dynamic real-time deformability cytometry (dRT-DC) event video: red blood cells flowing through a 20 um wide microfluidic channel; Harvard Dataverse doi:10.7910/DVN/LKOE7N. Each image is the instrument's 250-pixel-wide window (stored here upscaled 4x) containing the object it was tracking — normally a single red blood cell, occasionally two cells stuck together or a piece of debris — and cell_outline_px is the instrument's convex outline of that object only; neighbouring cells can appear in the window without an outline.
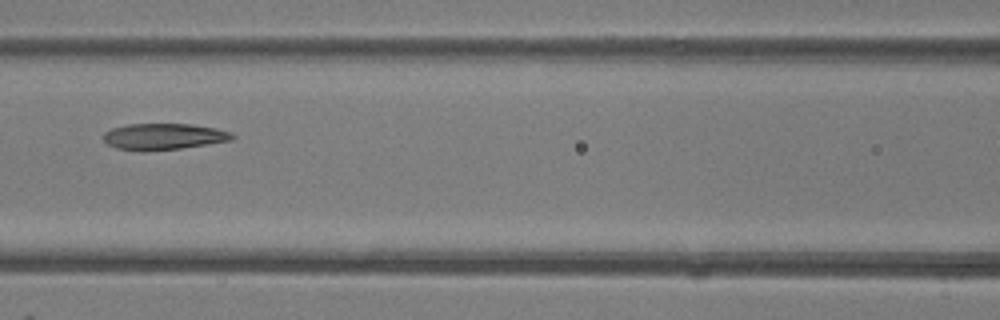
{"species": "common noctule bat (a hibernating species)", "species_latin": "Nyctalus noctula", "temperature_condition": "room temperature", "stored_images_in_passage": 5, "camera_frame_rate_fps": 3000, "um_per_image_px": 0.085, "animal": {"sex": "female"}, "frame": {"image": 1, "passage_image": 4, "time_ms": 3.333, "image_size_px": [1000, 320], "cell_outline_px": [[236, 136], [232, 140], [208, 144], [180, 148], [144, 152], [140, 152], [116, 148], [108, 144], [104, 140], [104, 132], [112, 128], [128, 124], [192, 124], [216, 128], [232, 132]], "centroid_in_image_um": [13.92, 11.61], "position_along_channel_um": 152.7, "area_um2": 19.94}}
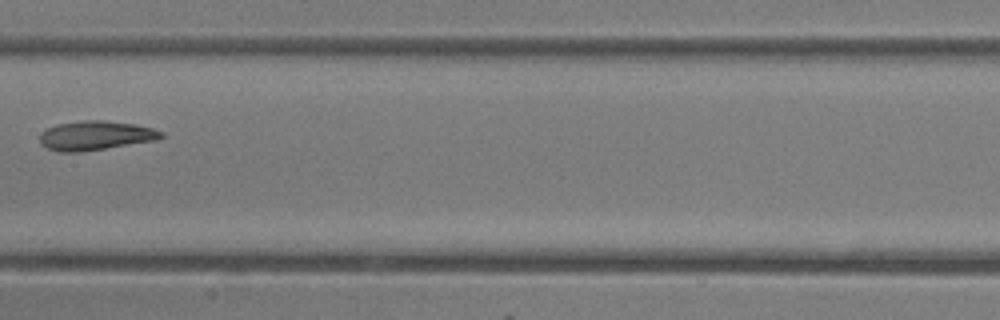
{"frame": {"image": 2, "passage_image": 5, "time_ms": 4.333, "image_size_px": [1000, 320], "cell_outline_px": [[164, 136], [156, 140], [80, 152], [60, 152], [48, 148], [40, 144], [40, 132], [56, 124], [84, 120], [104, 120], [136, 124], [152, 128], [164, 132]], "centroid_in_image_um": [8.11, 11.51], "position_along_channel_um": 199.3, "area_um2": 20.69}}